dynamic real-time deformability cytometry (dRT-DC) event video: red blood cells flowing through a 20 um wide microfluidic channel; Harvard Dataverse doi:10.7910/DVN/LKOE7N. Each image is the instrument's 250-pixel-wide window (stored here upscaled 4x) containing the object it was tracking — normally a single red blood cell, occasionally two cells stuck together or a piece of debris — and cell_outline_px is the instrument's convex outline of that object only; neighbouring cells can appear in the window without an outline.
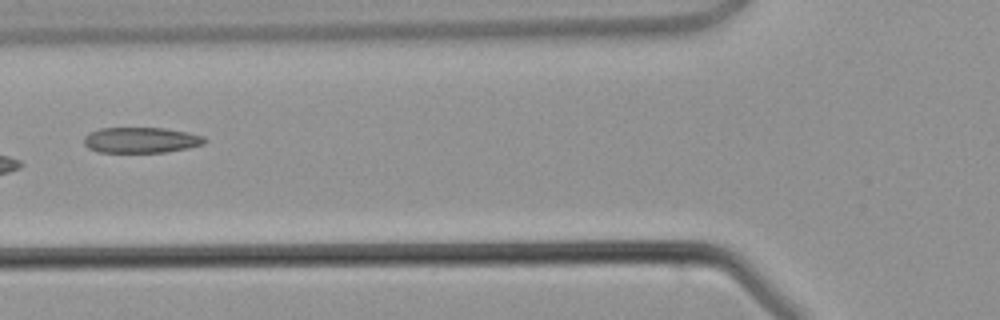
{"species": "common noctule bat (a hibernating species)", "species_latin": "Nyctalus noctula", "temperature_condition": "warm", "stored_images_in_passage": 5, "camera_frame_rate_fps": 3000, "um_per_image_px": 0.085, "animal": {"sex": "male", "body_mass_g": 21.5, "forearm_length_mm": 52.0}, "frame": {"image": 1, "passage_image": 5, "time_ms": 5.0, "image_size_px": [1000, 320], "cell_outline_px": [[208, 140], [204, 144], [188, 148], [164, 152], [100, 152], [88, 148], [84, 144], [84, 136], [88, 132], [100, 128], [164, 128], [188, 132], [204, 136]], "centroid_in_image_um": [11.99, 11.9], "position_along_channel_um": 113.8, "area_um2": 18.15}}